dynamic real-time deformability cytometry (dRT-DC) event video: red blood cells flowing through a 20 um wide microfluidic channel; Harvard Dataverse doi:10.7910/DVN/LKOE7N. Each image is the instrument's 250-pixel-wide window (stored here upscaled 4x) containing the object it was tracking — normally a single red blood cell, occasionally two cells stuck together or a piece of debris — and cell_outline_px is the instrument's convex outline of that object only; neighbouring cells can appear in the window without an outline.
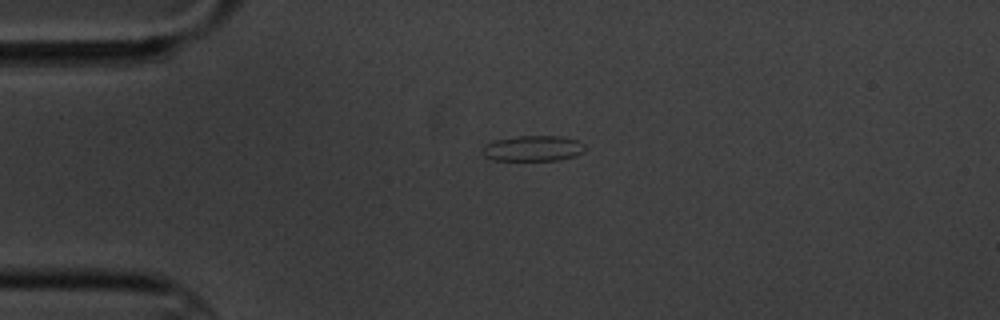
{"species": "common noctule bat (a hibernating species)", "species_latin": "Nyctalus noctula", "temperature_condition": "cold", "stored_images_in_passage": 2, "camera_frame_rate_fps": 3000, "um_per_image_px": 0.085, "animal": {"sex": "male", "body_mass_g": 20.1, "forearm_length_mm": 53.5}, "frame": {"image": 1, "passage_image": 1, "time_ms": 0.0, "image_size_px": [1000, 320], "cell_outline_px": [[584, 152], [576, 156], [560, 160], [492, 160], [484, 156], [480, 152], [488, 144], [496, 140], [520, 136], [560, 136], [576, 140], [584, 144]], "centroid_in_image_um": [45.33, 12.62], "position_along_channel_um": 39.7, "area_um2": 15.2}}